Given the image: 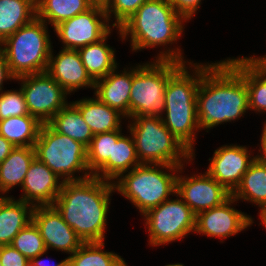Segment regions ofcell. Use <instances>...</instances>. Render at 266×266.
<instances>
[{
  "label": "cell",
  "instance_id": "obj_1",
  "mask_svg": "<svg viewBox=\"0 0 266 266\" xmlns=\"http://www.w3.org/2000/svg\"><path fill=\"white\" fill-rule=\"evenodd\" d=\"M196 108L199 129L206 132L245 115L249 100L244 80V57L202 63Z\"/></svg>",
  "mask_w": 266,
  "mask_h": 266
},
{
  "label": "cell",
  "instance_id": "obj_2",
  "mask_svg": "<svg viewBox=\"0 0 266 266\" xmlns=\"http://www.w3.org/2000/svg\"><path fill=\"white\" fill-rule=\"evenodd\" d=\"M113 182L95 176L63 182L53 206L83 243L104 242Z\"/></svg>",
  "mask_w": 266,
  "mask_h": 266
},
{
  "label": "cell",
  "instance_id": "obj_3",
  "mask_svg": "<svg viewBox=\"0 0 266 266\" xmlns=\"http://www.w3.org/2000/svg\"><path fill=\"white\" fill-rule=\"evenodd\" d=\"M187 65H189V68ZM187 68L194 69L191 73ZM201 78V63L190 61L188 64H183L167 82L164 94L165 114L161 116L164 125L193 153V156H195L193 146L197 135L196 132L200 130L196 102Z\"/></svg>",
  "mask_w": 266,
  "mask_h": 266
},
{
  "label": "cell",
  "instance_id": "obj_4",
  "mask_svg": "<svg viewBox=\"0 0 266 266\" xmlns=\"http://www.w3.org/2000/svg\"><path fill=\"white\" fill-rule=\"evenodd\" d=\"M168 50H166V49ZM160 51L151 62L132 67V86L129 99V118L164 114L165 89L169 78L189 61L184 60L179 47Z\"/></svg>",
  "mask_w": 266,
  "mask_h": 266
},
{
  "label": "cell",
  "instance_id": "obj_5",
  "mask_svg": "<svg viewBox=\"0 0 266 266\" xmlns=\"http://www.w3.org/2000/svg\"><path fill=\"white\" fill-rule=\"evenodd\" d=\"M183 22L187 21L169 0H147L116 29L122 41L130 37V48L136 52L177 42L184 31Z\"/></svg>",
  "mask_w": 266,
  "mask_h": 266
},
{
  "label": "cell",
  "instance_id": "obj_6",
  "mask_svg": "<svg viewBox=\"0 0 266 266\" xmlns=\"http://www.w3.org/2000/svg\"><path fill=\"white\" fill-rule=\"evenodd\" d=\"M183 169L184 165L140 164L125 172V175L121 174L113 182L114 189L133 203L143 216L168 200L171 194L175 196L177 174L182 173Z\"/></svg>",
  "mask_w": 266,
  "mask_h": 266
},
{
  "label": "cell",
  "instance_id": "obj_7",
  "mask_svg": "<svg viewBox=\"0 0 266 266\" xmlns=\"http://www.w3.org/2000/svg\"><path fill=\"white\" fill-rule=\"evenodd\" d=\"M128 130L140 164L181 166L194 160L193 153L164 125L159 116H134ZM184 161V162H183Z\"/></svg>",
  "mask_w": 266,
  "mask_h": 266
},
{
  "label": "cell",
  "instance_id": "obj_8",
  "mask_svg": "<svg viewBox=\"0 0 266 266\" xmlns=\"http://www.w3.org/2000/svg\"><path fill=\"white\" fill-rule=\"evenodd\" d=\"M47 27L46 22L35 17L0 44L15 79L47 70L53 47Z\"/></svg>",
  "mask_w": 266,
  "mask_h": 266
},
{
  "label": "cell",
  "instance_id": "obj_9",
  "mask_svg": "<svg viewBox=\"0 0 266 266\" xmlns=\"http://www.w3.org/2000/svg\"><path fill=\"white\" fill-rule=\"evenodd\" d=\"M34 148L36 157L64 182L93 176L87 166V147L58 133L48 123L42 124ZM77 172L84 175H74Z\"/></svg>",
  "mask_w": 266,
  "mask_h": 266
},
{
  "label": "cell",
  "instance_id": "obj_10",
  "mask_svg": "<svg viewBox=\"0 0 266 266\" xmlns=\"http://www.w3.org/2000/svg\"><path fill=\"white\" fill-rule=\"evenodd\" d=\"M175 195L177 199L169 198L143 215L151 247L181 240L195 231L196 215L177 193Z\"/></svg>",
  "mask_w": 266,
  "mask_h": 266
},
{
  "label": "cell",
  "instance_id": "obj_11",
  "mask_svg": "<svg viewBox=\"0 0 266 266\" xmlns=\"http://www.w3.org/2000/svg\"><path fill=\"white\" fill-rule=\"evenodd\" d=\"M21 82L29 114L48 123L67 104L69 95L46 71L15 79Z\"/></svg>",
  "mask_w": 266,
  "mask_h": 266
},
{
  "label": "cell",
  "instance_id": "obj_12",
  "mask_svg": "<svg viewBox=\"0 0 266 266\" xmlns=\"http://www.w3.org/2000/svg\"><path fill=\"white\" fill-rule=\"evenodd\" d=\"M109 23L104 7L93 5L86 12L60 23L53 30L64 44L63 49L78 50L104 38L113 28Z\"/></svg>",
  "mask_w": 266,
  "mask_h": 266
},
{
  "label": "cell",
  "instance_id": "obj_13",
  "mask_svg": "<svg viewBox=\"0 0 266 266\" xmlns=\"http://www.w3.org/2000/svg\"><path fill=\"white\" fill-rule=\"evenodd\" d=\"M176 193L191 208L198 213L217 207L228 200L230 193L207 172L190 177L177 174Z\"/></svg>",
  "mask_w": 266,
  "mask_h": 266
},
{
  "label": "cell",
  "instance_id": "obj_14",
  "mask_svg": "<svg viewBox=\"0 0 266 266\" xmlns=\"http://www.w3.org/2000/svg\"><path fill=\"white\" fill-rule=\"evenodd\" d=\"M236 199L231 196L223 204L202 211L196 215L194 233L210 238L223 239L246 230L253 224V218L231 207ZM231 205V206H230Z\"/></svg>",
  "mask_w": 266,
  "mask_h": 266
},
{
  "label": "cell",
  "instance_id": "obj_15",
  "mask_svg": "<svg viewBox=\"0 0 266 266\" xmlns=\"http://www.w3.org/2000/svg\"><path fill=\"white\" fill-rule=\"evenodd\" d=\"M250 153L252 152L246 146L223 145L214 151L212 159L209 158L210 164L206 172L233 193L257 157Z\"/></svg>",
  "mask_w": 266,
  "mask_h": 266
},
{
  "label": "cell",
  "instance_id": "obj_16",
  "mask_svg": "<svg viewBox=\"0 0 266 266\" xmlns=\"http://www.w3.org/2000/svg\"><path fill=\"white\" fill-rule=\"evenodd\" d=\"M32 221L39 228L47 251L54 249L72 255L83 244L53 205L34 206Z\"/></svg>",
  "mask_w": 266,
  "mask_h": 266
},
{
  "label": "cell",
  "instance_id": "obj_17",
  "mask_svg": "<svg viewBox=\"0 0 266 266\" xmlns=\"http://www.w3.org/2000/svg\"><path fill=\"white\" fill-rule=\"evenodd\" d=\"M63 182L44 162L35 157L26 173L21 187L23 195L19 200L33 206L53 205Z\"/></svg>",
  "mask_w": 266,
  "mask_h": 266
},
{
  "label": "cell",
  "instance_id": "obj_18",
  "mask_svg": "<svg viewBox=\"0 0 266 266\" xmlns=\"http://www.w3.org/2000/svg\"><path fill=\"white\" fill-rule=\"evenodd\" d=\"M46 72L68 93L81 88H93L95 82L88 75L78 50L63 49L54 56L51 49Z\"/></svg>",
  "mask_w": 266,
  "mask_h": 266
},
{
  "label": "cell",
  "instance_id": "obj_19",
  "mask_svg": "<svg viewBox=\"0 0 266 266\" xmlns=\"http://www.w3.org/2000/svg\"><path fill=\"white\" fill-rule=\"evenodd\" d=\"M122 73L114 68L104 78L95 81L94 95L111 108L118 110L129 119V99L132 86V68ZM118 72V73H117Z\"/></svg>",
  "mask_w": 266,
  "mask_h": 266
},
{
  "label": "cell",
  "instance_id": "obj_20",
  "mask_svg": "<svg viewBox=\"0 0 266 266\" xmlns=\"http://www.w3.org/2000/svg\"><path fill=\"white\" fill-rule=\"evenodd\" d=\"M81 113L94 135L121 129L125 116L101 102L96 96L71 102Z\"/></svg>",
  "mask_w": 266,
  "mask_h": 266
},
{
  "label": "cell",
  "instance_id": "obj_21",
  "mask_svg": "<svg viewBox=\"0 0 266 266\" xmlns=\"http://www.w3.org/2000/svg\"><path fill=\"white\" fill-rule=\"evenodd\" d=\"M34 206L12 196L0 201V246L10 245L13 238L30 222Z\"/></svg>",
  "mask_w": 266,
  "mask_h": 266
},
{
  "label": "cell",
  "instance_id": "obj_22",
  "mask_svg": "<svg viewBox=\"0 0 266 266\" xmlns=\"http://www.w3.org/2000/svg\"><path fill=\"white\" fill-rule=\"evenodd\" d=\"M140 165L137 158L134 140L131 136L122 135L113 141L112 157L93 175L102 180L114 182L121 174Z\"/></svg>",
  "mask_w": 266,
  "mask_h": 266
},
{
  "label": "cell",
  "instance_id": "obj_23",
  "mask_svg": "<svg viewBox=\"0 0 266 266\" xmlns=\"http://www.w3.org/2000/svg\"><path fill=\"white\" fill-rule=\"evenodd\" d=\"M36 157L34 147L16 146L0 163V195L24 183L30 164Z\"/></svg>",
  "mask_w": 266,
  "mask_h": 266
},
{
  "label": "cell",
  "instance_id": "obj_24",
  "mask_svg": "<svg viewBox=\"0 0 266 266\" xmlns=\"http://www.w3.org/2000/svg\"><path fill=\"white\" fill-rule=\"evenodd\" d=\"M232 196L236 201L252 202V205L255 203L260 207L259 212L266 209V161L256 157Z\"/></svg>",
  "mask_w": 266,
  "mask_h": 266
},
{
  "label": "cell",
  "instance_id": "obj_25",
  "mask_svg": "<svg viewBox=\"0 0 266 266\" xmlns=\"http://www.w3.org/2000/svg\"><path fill=\"white\" fill-rule=\"evenodd\" d=\"M109 35L111 31L98 42L78 49L81 61L94 82L104 78L114 68H118L115 50L106 42Z\"/></svg>",
  "mask_w": 266,
  "mask_h": 266
},
{
  "label": "cell",
  "instance_id": "obj_26",
  "mask_svg": "<svg viewBox=\"0 0 266 266\" xmlns=\"http://www.w3.org/2000/svg\"><path fill=\"white\" fill-rule=\"evenodd\" d=\"M36 17V0H0V44Z\"/></svg>",
  "mask_w": 266,
  "mask_h": 266
},
{
  "label": "cell",
  "instance_id": "obj_27",
  "mask_svg": "<svg viewBox=\"0 0 266 266\" xmlns=\"http://www.w3.org/2000/svg\"><path fill=\"white\" fill-rule=\"evenodd\" d=\"M42 123L34 116L22 115L0 120V135L15 147H34Z\"/></svg>",
  "mask_w": 266,
  "mask_h": 266
},
{
  "label": "cell",
  "instance_id": "obj_28",
  "mask_svg": "<svg viewBox=\"0 0 266 266\" xmlns=\"http://www.w3.org/2000/svg\"><path fill=\"white\" fill-rule=\"evenodd\" d=\"M48 124L58 133L67 135L86 147L94 137L80 111L71 102L59 110Z\"/></svg>",
  "mask_w": 266,
  "mask_h": 266
},
{
  "label": "cell",
  "instance_id": "obj_29",
  "mask_svg": "<svg viewBox=\"0 0 266 266\" xmlns=\"http://www.w3.org/2000/svg\"><path fill=\"white\" fill-rule=\"evenodd\" d=\"M92 6L89 0H36V17L55 28Z\"/></svg>",
  "mask_w": 266,
  "mask_h": 266
},
{
  "label": "cell",
  "instance_id": "obj_30",
  "mask_svg": "<svg viewBox=\"0 0 266 266\" xmlns=\"http://www.w3.org/2000/svg\"><path fill=\"white\" fill-rule=\"evenodd\" d=\"M104 242L83 243L67 257V266H128L116 253L103 251Z\"/></svg>",
  "mask_w": 266,
  "mask_h": 266
},
{
  "label": "cell",
  "instance_id": "obj_31",
  "mask_svg": "<svg viewBox=\"0 0 266 266\" xmlns=\"http://www.w3.org/2000/svg\"><path fill=\"white\" fill-rule=\"evenodd\" d=\"M244 80L248 90L249 110L266 112V73L252 60L244 57Z\"/></svg>",
  "mask_w": 266,
  "mask_h": 266
},
{
  "label": "cell",
  "instance_id": "obj_32",
  "mask_svg": "<svg viewBox=\"0 0 266 266\" xmlns=\"http://www.w3.org/2000/svg\"><path fill=\"white\" fill-rule=\"evenodd\" d=\"M122 128L107 133L94 135L87 147V166L94 175L112 157L113 141H117L122 136Z\"/></svg>",
  "mask_w": 266,
  "mask_h": 266
},
{
  "label": "cell",
  "instance_id": "obj_33",
  "mask_svg": "<svg viewBox=\"0 0 266 266\" xmlns=\"http://www.w3.org/2000/svg\"><path fill=\"white\" fill-rule=\"evenodd\" d=\"M10 245L29 260L48 252L40 230L33 221L13 238Z\"/></svg>",
  "mask_w": 266,
  "mask_h": 266
},
{
  "label": "cell",
  "instance_id": "obj_34",
  "mask_svg": "<svg viewBox=\"0 0 266 266\" xmlns=\"http://www.w3.org/2000/svg\"><path fill=\"white\" fill-rule=\"evenodd\" d=\"M30 115L24 94L21 90H7L0 92V120L9 117Z\"/></svg>",
  "mask_w": 266,
  "mask_h": 266
},
{
  "label": "cell",
  "instance_id": "obj_35",
  "mask_svg": "<svg viewBox=\"0 0 266 266\" xmlns=\"http://www.w3.org/2000/svg\"><path fill=\"white\" fill-rule=\"evenodd\" d=\"M147 0H109L104 6L108 20L114 16L113 27L120 28Z\"/></svg>",
  "mask_w": 266,
  "mask_h": 266
},
{
  "label": "cell",
  "instance_id": "obj_36",
  "mask_svg": "<svg viewBox=\"0 0 266 266\" xmlns=\"http://www.w3.org/2000/svg\"><path fill=\"white\" fill-rule=\"evenodd\" d=\"M0 262L2 266H30V260L11 245L0 246Z\"/></svg>",
  "mask_w": 266,
  "mask_h": 266
},
{
  "label": "cell",
  "instance_id": "obj_37",
  "mask_svg": "<svg viewBox=\"0 0 266 266\" xmlns=\"http://www.w3.org/2000/svg\"><path fill=\"white\" fill-rule=\"evenodd\" d=\"M175 11L181 15L186 21L195 16L200 8L202 0H169Z\"/></svg>",
  "mask_w": 266,
  "mask_h": 266
},
{
  "label": "cell",
  "instance_id": "obj_38",
  "mask_svg": "<svg viewBox=\"0 0 266 266\" xmlns=\"http://www.w3.org/2000/svg\"><path fill=\"white\" fill-rule=\"evenodd\" d=\"M15 80L10 73L5 54L2 47L0 46V92L3 91V82L6 80Z\"/></svg>",
  "mask_w": 266,
  "mask_h": 266
},
{
  "label": "cell",
  "instance_id": "obj_39",
  "mask_svg": "<svg viewBox=\"0 0 266 266\" xmlns=\"http://www.w3.org/2000/svg\"><path fill=\"white\" fill-rule=\"evenodd\" d=\"M15 146L0 135V163L10 154Z\"/></svg>",
  "mask_w": 266,
  "mask_h": 266
},
{
  "label": "cell",
  "instance_id": "obj_40",
  "mask_svg": "<svg viewBox=\"0 0 266 266\" xmlns=\"http://www.w3.org/2000/svg\"><path fill=\"white\" fill-rule=\"evenodd\" d=\"M44 254L45 253H41L38 256L32 258L30 260V266H48L49 263H46L45 259L40 258V257H43ZM52 266H67V258L63 259L62 261H60L54 265L52 264Z\"/></svg>",
  "mask_w": 266,
  "mask_h": 266
},
{
  "label": "cell",
  "instance_id": "obj_41",
  "mask_svg": "<svg viewBox=\"0 0 266 266\" xmlns=\"http://www.w3.org/2000/svg\"><path fill=\"white\" fill-rule=\"evenodd\" d=\"M263 131L260 138V149L258 150V154L256 155L259 159L266 161V121L263 125Z\"/></svg>",
  "mask_w": 266,
  "mask_h": 266
},
{
  "label": "cell",
  "instance_id": "obj_42",
  "mask_svg": "<svg viewBox=\"0 0 266 266\" xmlns=\"http://www.w3.org/2000/svg\"><path fill=\"white\" fill-rule=\"evenodd\" d=\"M247 58L252 59L266 73V55L262 57L251 56Z\"/></svg>",
  "mask_w": 266,
  "mask_h": 266
},
{
  "label": "cell",
  "instance_id": "obj_43",
  "mask_svg": "<svg viewBox=\"0 0 266 266\" xmlns=\"http://www.w3.org/2000/svg\"><path fill=\"white\" fill-rule=\"evenodd\" d=\"M259 217L261 219L260 225L262 224L266 228V209L259 212Z\"/></svg>",
  "mask_w": 266,
  "mask_h": 266
},
{
  "label": "cell",
  "instance_id": "obj_44",
  "mask_svg": "<svg viewBox=\"0 0 266 266\" xmlns=\"http://www.w3.org/2000/svg\"><path fill=\"white\" fill-rule=\"evenodd\" d=\"M93 5L105 6L109 0H89Z\"/></svg>",
  "mask_w": 266,
  "mask_h": 266
},
{
  "label": "cell",
  "instance_id": "obj_45",
  "mask_svg": "<svg viewBox=\"0 0 266 266\" xmlns=\"http://www.w3.org/2000/svg\"><path fill=\"white\" fill-rule=\"evenodd\" d=\"M165 266H184V264L176 263V264H167Z\"/></svg>",
  "mask_w": 266,
  "mask_h": 266
},
{
  "label": "cell",
  "instance_id": "obj_46",
  "mask_svg": "<svg viewBox=\"0 0 266 266\" xmlns=\"http://www.w3.org/2000/svg\"><path fill=\"white\" fill-rule=\"evenodd\" d=\"M4 197H5L4 195H1V196H0V201H1Z\"/></svg>",
  "mask_w": 266,
  "mask_h": 266
}]
</instances>
